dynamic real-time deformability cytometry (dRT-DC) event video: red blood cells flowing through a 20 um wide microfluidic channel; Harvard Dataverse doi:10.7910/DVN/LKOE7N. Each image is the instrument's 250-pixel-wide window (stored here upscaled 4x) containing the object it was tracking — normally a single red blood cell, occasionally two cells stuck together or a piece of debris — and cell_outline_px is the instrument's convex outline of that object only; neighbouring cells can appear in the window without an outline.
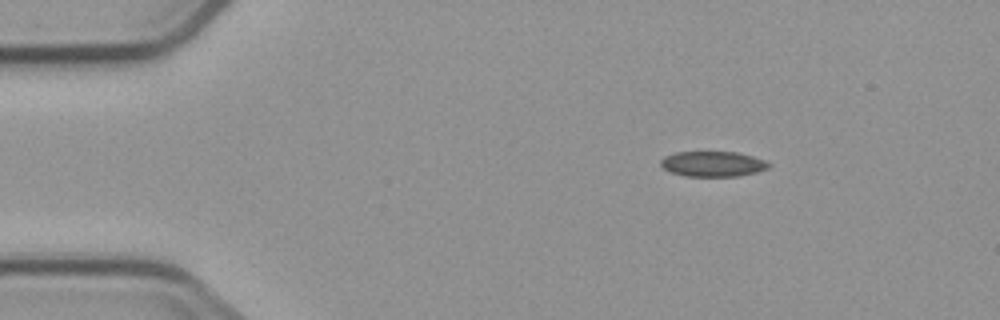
{"species": "common noctule bat (a hibernating species)", "species_latin": "Nyctalus noctula", "temperature_condition": "cold", "stored_images_in_passage": 4, "camera_frame_rate_fps": 3000, "um_per_image_px": 0.085, "animal": {"sex": "male", "body_mass_g": 23.1, "forearm_length_mm": 52.7}, "frame": {"image": 1, "passage_image": 2, "time_ms": 1.0, "image_size_px": [1000, 320], "cell_outline_px": [[772, 164], [768, 168], [756, 172], [736, 176], [688, 176], [672, 172], [664, 168], [660, 164], [660, 160], [664, 156], [676, 152], [736, 152], [752, 156], [764, 160]], "centroid_in_image_um": [60.59, 13.93], "position_along_channel_um": 24.4, "area_um2": 15.78}}